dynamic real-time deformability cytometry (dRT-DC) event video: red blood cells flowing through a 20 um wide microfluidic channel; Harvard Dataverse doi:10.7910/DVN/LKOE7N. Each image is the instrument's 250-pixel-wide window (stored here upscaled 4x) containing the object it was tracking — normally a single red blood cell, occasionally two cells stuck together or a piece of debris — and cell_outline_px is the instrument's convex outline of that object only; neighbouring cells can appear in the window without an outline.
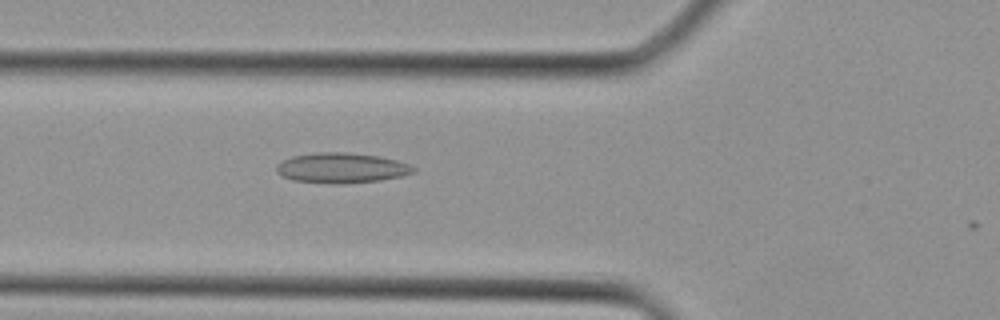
{"species": "Egyptian fruit bat (a non-hibernating species)", "species_latin": "Rousettus aegyptiacus", "temperature_condition": "cold", "stored_images_in_passage": 4, "camera_frame_rate_fps": 3000, "um_per_image_px": 0.085, "animal": {"sex": "female"}, "frame": {"image": 1, "passage_image": 3, "time_ms": 0.667, "image_size_px": [1000, 320], "cell_outline_px": [[416, 172], [400, 176], [380, 180], [344, 184], [336, 184], [292, 180], [276, 172], [276, 164], [292, 156], [320, 152], [344, 152], [376, 156], [396, 160], [408, 164], [416, 168]], "centroid_in_image_um": [29.02, 14.28], "position_along_channel_um": 96.8, "area_um2": 23.93}}